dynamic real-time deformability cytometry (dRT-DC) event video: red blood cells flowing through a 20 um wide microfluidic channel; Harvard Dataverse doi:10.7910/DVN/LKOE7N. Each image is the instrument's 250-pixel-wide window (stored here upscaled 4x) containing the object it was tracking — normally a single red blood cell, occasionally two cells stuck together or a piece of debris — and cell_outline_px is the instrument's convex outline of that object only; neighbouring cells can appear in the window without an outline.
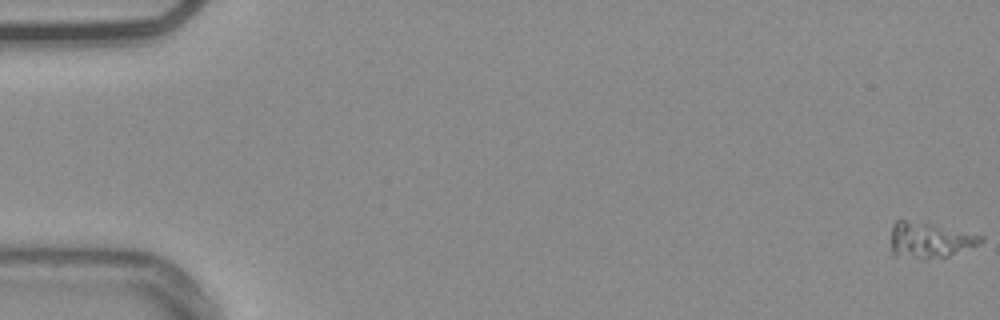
{"species": "common noctule bat (a hibernating species)", "species_latin": "Nyctalus noctula", "temperature_condition": "warm", "stored_images_in_passage": 55, "camera_frame_rate_fps": 3000, "um_per_image_px": 0.085, "animal": {"sex": "male", "body_mass_g": 20.4}, "frame": {"image": 1, "passage_image": 1, "time_ms": 0.0, "image_size_px": [1000, 320], "cell_outline_px": [[984, 240], [976, 244], [948, 256], [924, 260], [920, 260], [892, 256], [892, 224], [896, 220], [904, 220], [984, 236]], "centroid_in_image_um": [78.93, 20.47], "position_along_channel_um": 6.1, "area_um2": 18.09}}
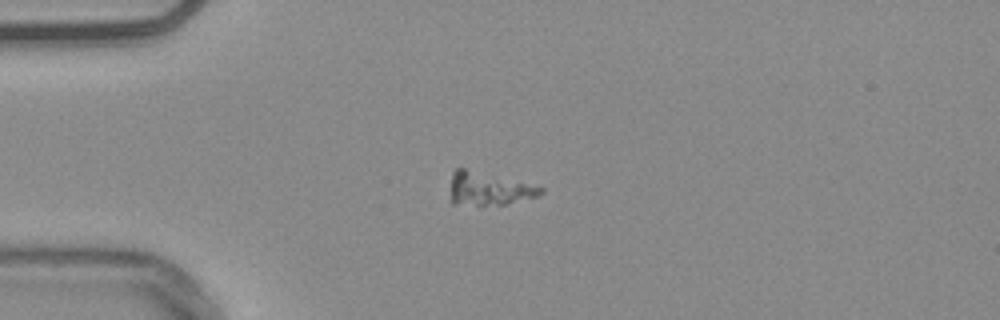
{"frame": {"image": 2, "passage_image": 15, "time_ms": 4.667, "image_size_px": [1000, 320], "cell_outline_px": [[544, 192], [536, 196], [508, 204], [452, 204], [452, 172], [456, 168], [464, 168], [544, 188]], "centroid_in_image_um": [41.53, 16.05], "position_along_channel_um": 43.5, "area_um2": 16.7}}
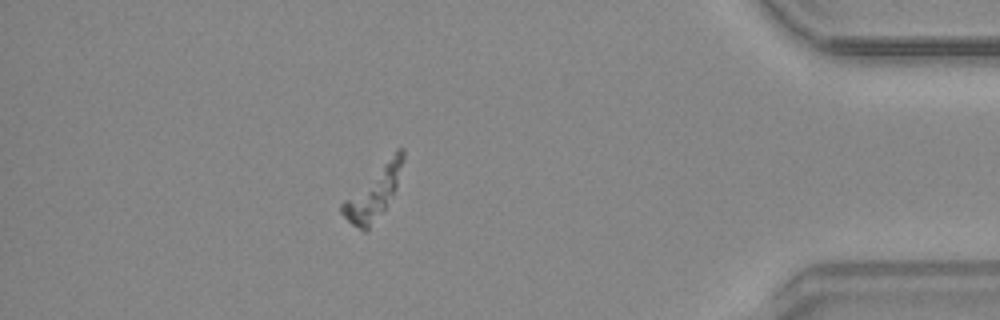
{"frame": {"image": 3, "passage_image": 49, "time_ms": 16.0, "image_size_px": [1000, 320], "cell_outline_px": [[404, 160], [396, 188], [384, 208], [368, 232], [364, 232], [352, 224], [340, 212], [340, 204], [396, 148], [404, 148]], "centroid_in_image_um": [31.76, 16.37], "position_along_channel_um": 403.4, "area_um2": 18.26}}